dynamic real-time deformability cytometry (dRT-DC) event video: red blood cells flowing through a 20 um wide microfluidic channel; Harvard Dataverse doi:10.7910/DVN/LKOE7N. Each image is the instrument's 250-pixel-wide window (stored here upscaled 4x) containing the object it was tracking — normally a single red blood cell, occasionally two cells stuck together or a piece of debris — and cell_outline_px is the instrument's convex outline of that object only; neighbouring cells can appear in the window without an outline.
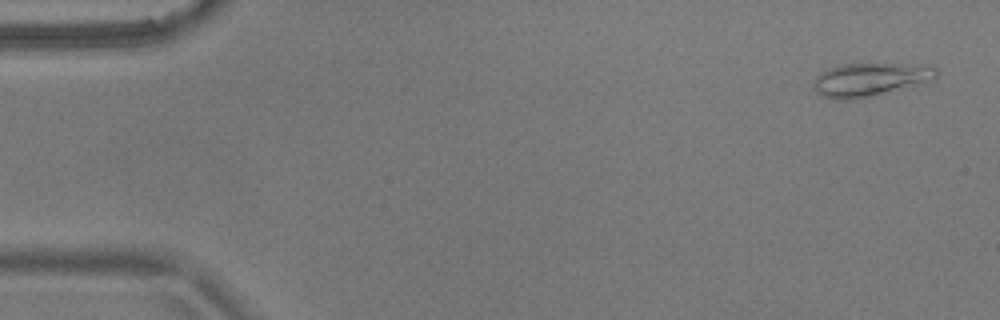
{"species": "common noctule bat (a hibernating species)", "species_latin": "Nyctalus noctula", "temperature_condition": "warm", "stored_images_in_passage": 54, "camera_frame_rate_fps": 3000, "um_per_image_px": 0.085, "animal": {"sex": "male", "body_mass_g": 17.9}, "frame": {"image": 1, "passage_image": 2, "time_ms": 0.333, "image_size_px": [1000, 320], "cell_outline_px": [[940, 72], [936, 76], [912, 88], [848, 100], [836, 100], [824, 96], [816, 92], [812, 84], [816, 76], [840, 64], [932, 64]], "centroid_in_image_um": [74.02, 6.76], "position_along_channel_um": 11.0, "area_um2": 24.04}}
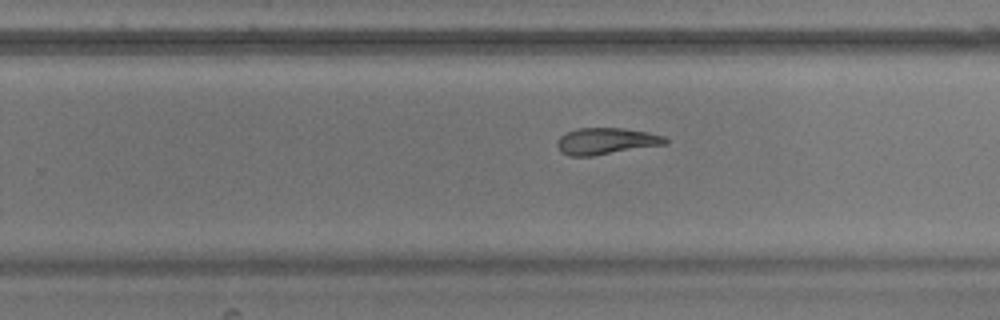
{"frame": {"image": 2, "passage_image": 34, "time_ms": 11.0, "image_size_px": [1000, 320], "cell_outline_px": [[668, 144], [592, 156], [568, 156], [560, 152], [556, 144], [556, 140], [564, 132], [576, 128], [624, 128], [648, 132], [664, 136], [668, 140]], "centroid_in_image_um": [51.49, 11.99], "position_along_channel_um": 278.3, "area_um2": 17.05}}
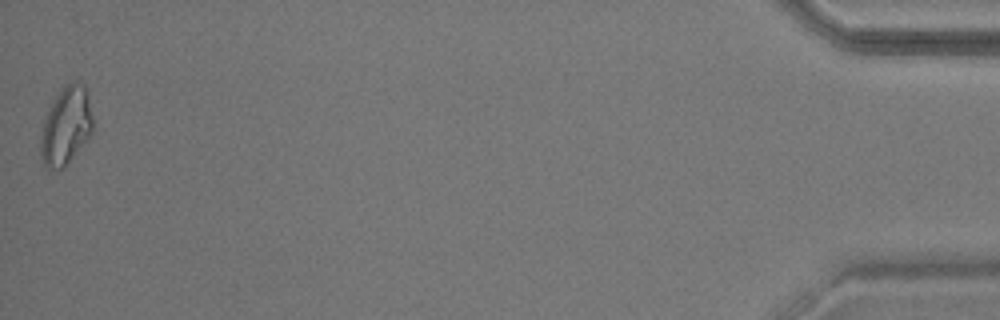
{"frame": {"image": 3, "passage_image": 54, "time_ms": 17.667, "image_size_px": [1000, 320], "cell_outline_px": [[92, 136], [64, 168], [48, 168], [44, 164], [40, 156], [40, 136], [44, 120], [52, 100], [72, 80], [76, 80], [84, 84], [88, 96], [92, 116]], "centroid_in_image_um": [5.62, 10.72], "position_along_channel_um": 429.6, "area_um2": 23.81}, "authors_computed_cell_mechanics": {"area_um2": 18.4093, "velocity_mm_per_s": 3.6686, "shape_relaxation_time_tau1_ms": null, "shape_relaxation_time_tau2_ms": 4.3414, "deformation_change_tau1": null, "deformation_change_tau2": 0.1311}}